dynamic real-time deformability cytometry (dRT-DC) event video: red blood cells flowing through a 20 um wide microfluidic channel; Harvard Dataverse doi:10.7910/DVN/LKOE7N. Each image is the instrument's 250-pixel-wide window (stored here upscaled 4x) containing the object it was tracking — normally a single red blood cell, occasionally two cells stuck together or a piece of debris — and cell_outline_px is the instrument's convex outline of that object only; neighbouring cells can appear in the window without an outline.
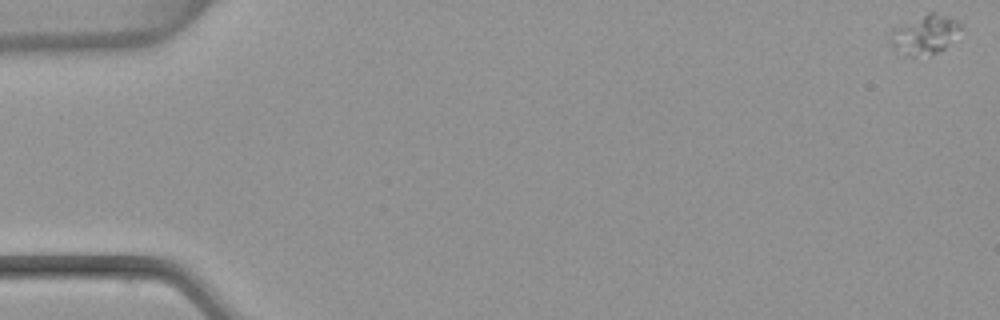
{"species": "common noctule bat (a hibernating species)", "species_latin": "Nyctalus noctula", "temperature_condition": "warm", "stored_images_in_passage": 56, "segment_of_instrument_passage": [1, 3], "camera_frame_rate_fps": 3000, "um_per_image_px": 0.085, "animal": {"sex": "female", "body_mass_g": 22.7, "forearm_length_mm": 54.2}, "frame": {"image": 1, "passage_image": 1, "time_ms": 0.0, "image_size_px": [1000, 320], "cell_outline_px": [[960, 28], [944, 48], [936, 52], [912, 56], [904, 56], [892, 52], [888, 40], [892, 28], [928, 12], [936, 12], [948, 16], [956, 20], [960, 24]], "centroid_in_image_um": [78.47, 2.94], "position_along_channel_um": 6.5, "area_um2": 16.13}}
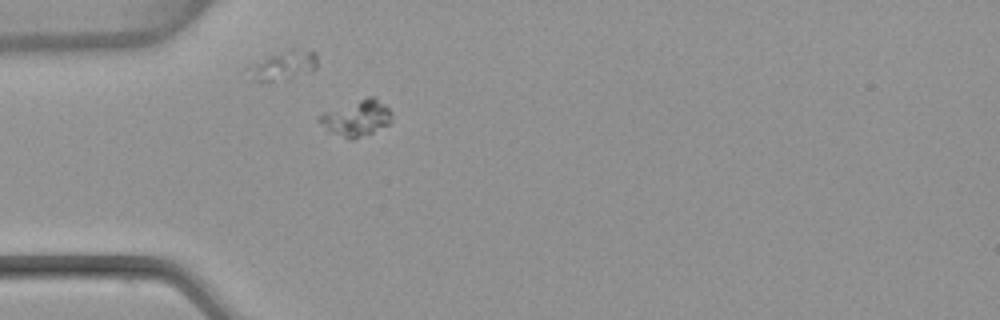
{"frame": {"image": 2, "passage_image": 17, "time_ms": 5.333, "image_size_px": [1000, 320], "cell_outline_px": [[392, 120], [388, 124], [372, 132], [352, 140], [348, 140], [328, 132], [316, 120], [316, 116], [324, 112], [368, 96], [376, 96], [392, 112]], "centroid_in_image_um": [30.27, 10.04], "position_along_channel_um": 54.7, "area_um2": 15.37}}